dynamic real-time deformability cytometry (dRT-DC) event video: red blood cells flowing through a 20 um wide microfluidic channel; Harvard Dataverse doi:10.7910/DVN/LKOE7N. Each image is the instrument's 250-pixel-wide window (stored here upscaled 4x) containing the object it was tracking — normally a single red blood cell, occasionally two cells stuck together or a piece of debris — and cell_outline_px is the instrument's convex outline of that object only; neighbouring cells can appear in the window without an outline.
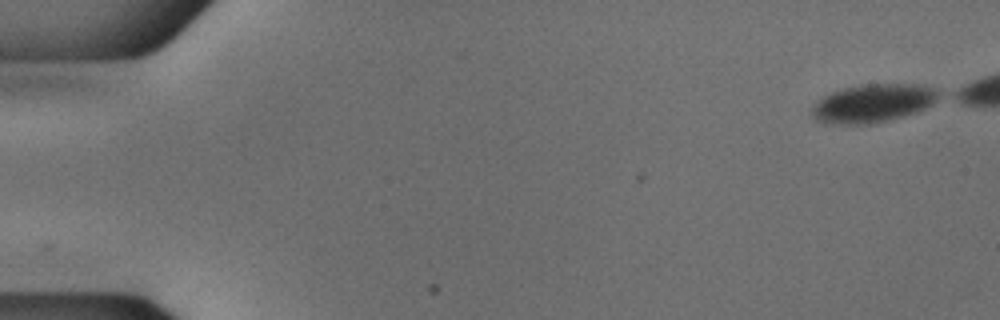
{"species": "common noctule bat (a hibernating species)", "species_latin": "Nyctalus noctula", "temperature_condition": "cold", "stored_images_in_passage": 47, "camera_frame_rate_fps": 3000, "um_per_image_px": 0.085, "animal": {"sex": "male", "body_mass_g": 18.8}, "frame": {"image": 1, "passage_image": 1, "time_ms": 0.0, "image_size_px": [1000, 320], "cell_outline_px": [[944, 96], [932, 104], [916, 112], [868, 124], [824, 124], [816, 120], [812, 116], [812, 108], [824, 96], [832, 92], [844, 88], [860, 84], [920, 84], [936, 88], [944, 92]], "centroid_in_image_um": [74.26, 8.76], "position_along_channel_um": 10.7, "area_um2": 28.38}}
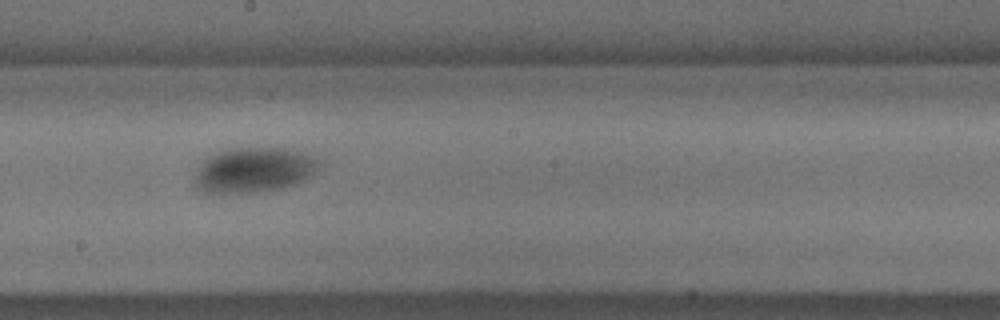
{"frame": {"image": 2, "passage_image": 29, "time_ms": 9.333, "image_size_px": [1000, 320], "cell_outline_px": [[324, 164], [312, 176], [296, 184], [280, 188], [260, 192], [204, 192], [196, 184], [196, 168], [208, 156], [216, 152], [232, 148], [284, 148], [316, 156]], "centroid_in_image_um": [21.66, 14.43], "position_along_channel_um": 226.5, "area_um2": 32.77}}
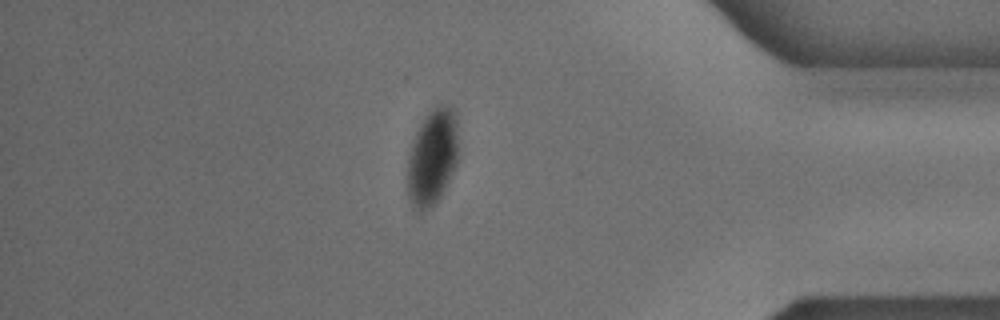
{"frame": {"image": 3, "passage_image": 45, "time_ms": 14.667, "image_size_px": [1000, 320], "cell_outline_px": [[460, 156], [440, 196], [432, 208], [424, 212], [416, 212], [408, 196], [408, 160], [412, 144], [416, 132], [420, 124], [428, 112], [436, 104], [448, 104], [456, 112]], "centroid_in_image_um": [36.79, 13.33], "position_along_channel_um": 398.4, "area_um2": 29.02}}